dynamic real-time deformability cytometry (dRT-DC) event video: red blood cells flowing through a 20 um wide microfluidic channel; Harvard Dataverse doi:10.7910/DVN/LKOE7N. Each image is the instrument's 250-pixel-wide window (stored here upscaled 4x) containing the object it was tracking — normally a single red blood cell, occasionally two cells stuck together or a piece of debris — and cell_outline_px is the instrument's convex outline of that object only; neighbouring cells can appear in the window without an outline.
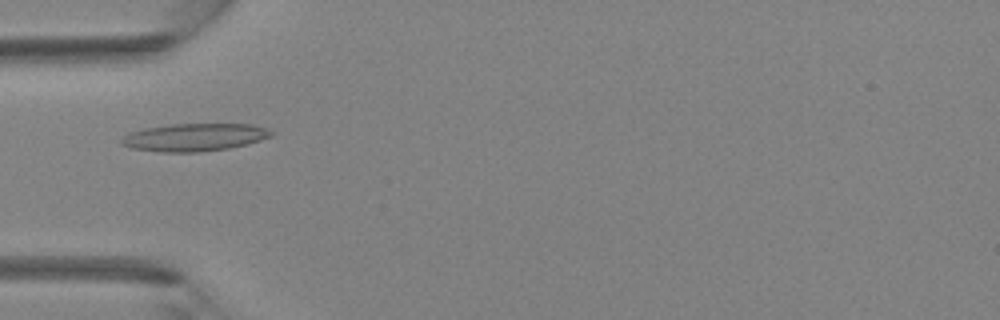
{"species": "Egyptian fruit bat (a non-hibernating species)", "species_latin": "Rousettus aegyptiacus", "temperature_condition": "room temperature", "stored_images_in_passage": 44, "camera_frame_rate_fps": 3000, "um_per_image_px": 0.085, "animal": {"sex": "female"}, "frame": {"image": 1, "passage_image": 14, "time_ms": 4.333, "image_size_px": [1000, 320], "cell_outline_px": [[272, 136], [248, 144], [228, 148], [200, 152], [160, 152], [132, 148], [120, 144], [120, 140], [124, 136], [132, 132], [144, 128], [172, 124], [252, 124], [268, 128], [272, 132]], "centroid_in_image_um": [16.54, 11.67], "position_along_channel_um": 68.5, "area_um2": 24.16}}
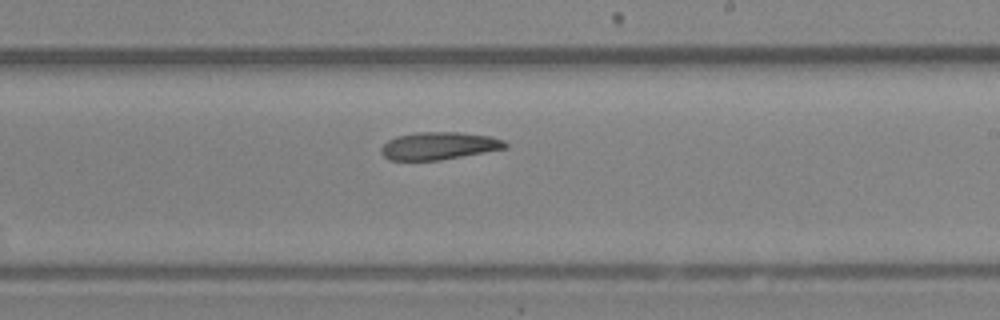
{"frame": {"image": 2, "passage_image": 26, "time_ms": 8.333, "image_size_px": [1000, 320], "cell_outline_px": [[508, 148], [440, 160], [388, 160], [380, 152], [380, 148], [388, 140], [396, 136], [416, 132], [460, 132], [492, 136], [504, 140], [508, 144]], "centroid_in_image_um": [37.32, 12.39], "position_along_channel_um": 251.7, "area_um2": 20.11}}
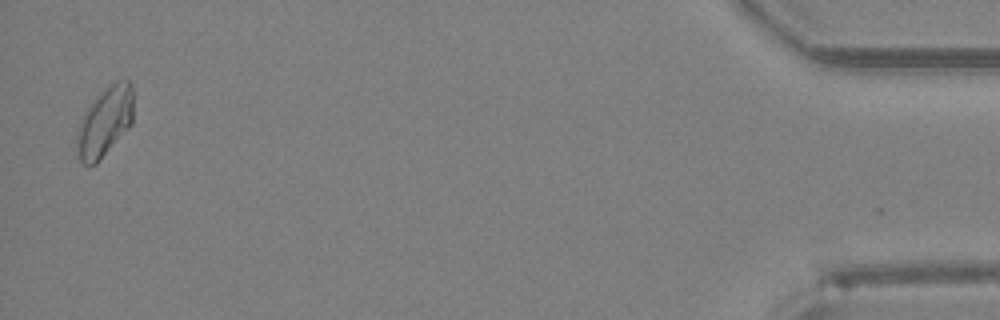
{"frame": {"image": 3, "passage_image": 43, "time_ms": 14.0, "image_size_px": [1000, 320], "cell_outline_px": [[132, 124], [100, 160], [96, 164], [88, 168], [80, 160], [76, 152], [76, 132], [80, 120], [92, 100], [100, 88], [116, 80], [128, 80], [132, 84]], "centroid_in_image_um": [8.88, 10.34], "position_along_channel_um": 426.3, "area_um2": 23.47}}